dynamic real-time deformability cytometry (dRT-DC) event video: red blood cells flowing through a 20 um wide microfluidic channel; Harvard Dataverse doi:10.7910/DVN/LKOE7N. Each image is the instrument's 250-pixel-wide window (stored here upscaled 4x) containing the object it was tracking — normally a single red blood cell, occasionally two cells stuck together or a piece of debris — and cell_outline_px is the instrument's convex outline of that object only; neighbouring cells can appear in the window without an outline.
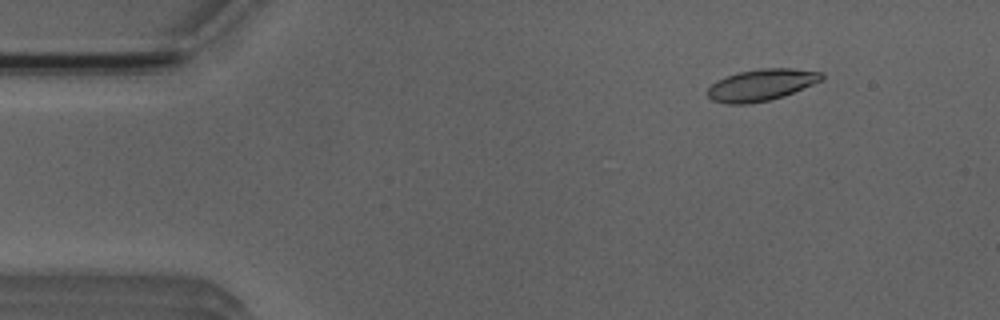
{"species": "Egyptian fruit bat (a non-hibernating species)", "species_latin": "Rousettus aegyptiacus", "temperature_condition": "room temperature", "stored_images_in_passage": 4, "camera_frame_rate_fps": 3000, "um_per_image_px": 0.085, "animal": {"sex": "male"}, "frame": {"image": 1, "passage_image": 2, "time_ms": 1.0, "image_size_px": [1000, 320], "cell_outline_px": [[824, 80], [792, 92], [768, 100], [744, 104], [728, 104], [712, 100], [708, 96], [708, 88], [716, 80], [740, 72], [760, 68], [792, 68], [824, 72]], "centroid_in_image_um": [64.73, 7.2], "position_along_channel_um": 20.3, "area_um2": 20.81}}